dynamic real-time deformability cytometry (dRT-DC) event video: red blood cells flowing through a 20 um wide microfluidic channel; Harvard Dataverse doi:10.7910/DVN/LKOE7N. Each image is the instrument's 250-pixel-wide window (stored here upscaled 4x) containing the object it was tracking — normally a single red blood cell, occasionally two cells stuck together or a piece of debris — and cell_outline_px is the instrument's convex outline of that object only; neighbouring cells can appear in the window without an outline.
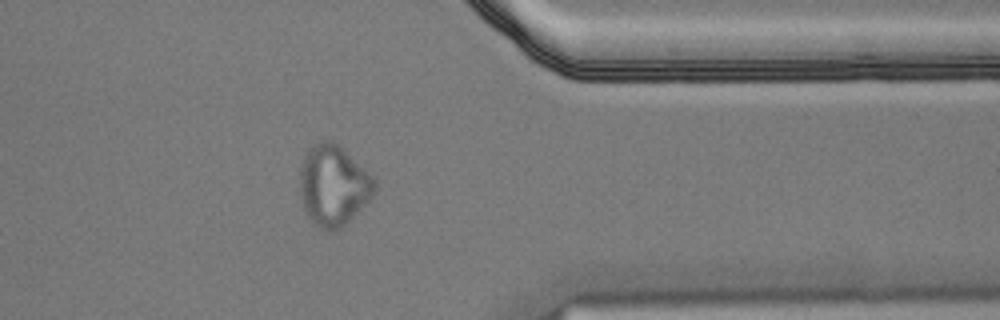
{"species": "Egyptian fruit bat (a non-hibernating species)", "species_latin": "Rousettus aegyptiacus", "temperature_condition": "cold", "stored_images_in_passage": 41, "camera_frame_rate_fps": 3000, "um_per_image_px": 0.085, "animal": {"sex": "male"}, "frame": {"image": 1, "passage_image": 30, "time_ms": 9.667, "image_size_px": [1000, 320], "cell_outline_px": [[376, 188], [372, 196], [340, 228], [332, 232], [328, 232], [312, 224], [304, 212], [300, 192], [300, 164], [304, 156], [320, 140], [332, 140], [344, 148], [376, 180]], "centroid_in_image_um": [28.31, 15.77], "position_along_channel_um": 383.1, "area_um2": 35.08}, "authors_computed_cell_mechanics": {"area_um2": 28.2642, "velocity_mm_per_s": 3.5156, "shape_relaxation_time_tau1_ms": null, "shape_relaxation_time_tau2_ms": 2.4441, "deformation_change_tau1": null, "deformation_change_tau2": 0.0898}}